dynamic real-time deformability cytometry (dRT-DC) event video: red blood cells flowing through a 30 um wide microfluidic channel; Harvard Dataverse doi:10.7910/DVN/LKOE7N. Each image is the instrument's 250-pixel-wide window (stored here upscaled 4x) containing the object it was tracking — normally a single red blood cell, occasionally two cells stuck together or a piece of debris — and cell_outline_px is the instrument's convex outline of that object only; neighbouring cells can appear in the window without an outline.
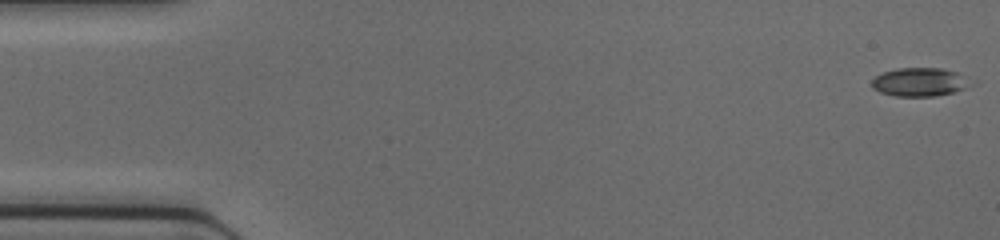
{"species": "common noctule bat (a hibernating species)", "species_latin": "Nyctalus noctula", "temperature_condition": "cold", "stored_images_in_passage": 46, "camera_frame_rate_fps": 3000, "um_per_image_px": 0.085, "animal": {"sex": "female", "body_mass_g": 17.0, "forearm_length_mm": 48.0}, "frame": {"image": 1, "passage_image": 1, "time_ms": 0.0, "image_size_px": [1000, 240], "cell_outline_px": [[976, 84], [952, 92], [936, 96], [896, 96], [880, 92], [872, 88], [872, 80], [880, 72], [896, 68], [940, 68], [956, 72], [976, 80]], "centroid_in_image_um": [78.22, 6.96], "position_along_channel_um": 6.8, "area_um2": 16.76}}
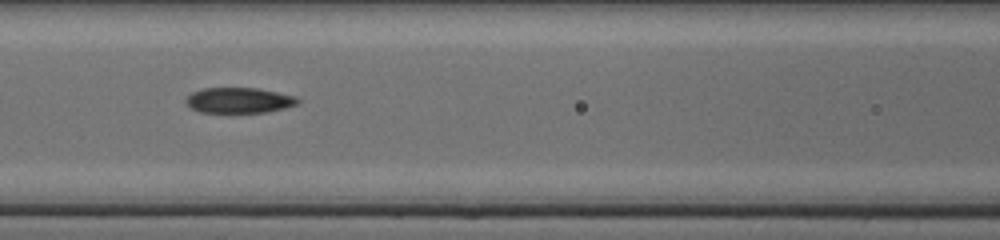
{"frame": {"image": 2, "passage_image": 20, "time_ms": 6.333, "image_size_px": [1000, 240], "cell_outline_px": [[300, 100], [296, 104], [284, 108], [268, 112], [200, 112], [192, 108], [184, 100], [192, 92], [204, 88], [256, 88], [296, 96]], "centroid_in_image_um": [20.32, 8.52], "position_along_channel_um": 146.3, "area_um2": 16.42}}
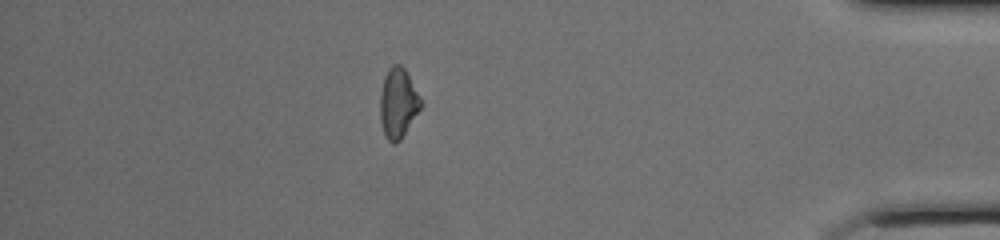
{"frame": {"image": 3, "passage_image": 40, "time_ms": 13.0, "image_size_px": [1000, 240], "cell_outline_px": [[420, 108], [400, 140], [396, 144], [392, 144], [384, 136], [380, 120], [380, 96], [384, 76], [388, 68], [392, 64], [400, 64], [404, 68], [420, 100]], "centroid_in_image_um": [33.78, 8.78], "position_along_channel_um": 401.4, "area_um2": 16.18}}